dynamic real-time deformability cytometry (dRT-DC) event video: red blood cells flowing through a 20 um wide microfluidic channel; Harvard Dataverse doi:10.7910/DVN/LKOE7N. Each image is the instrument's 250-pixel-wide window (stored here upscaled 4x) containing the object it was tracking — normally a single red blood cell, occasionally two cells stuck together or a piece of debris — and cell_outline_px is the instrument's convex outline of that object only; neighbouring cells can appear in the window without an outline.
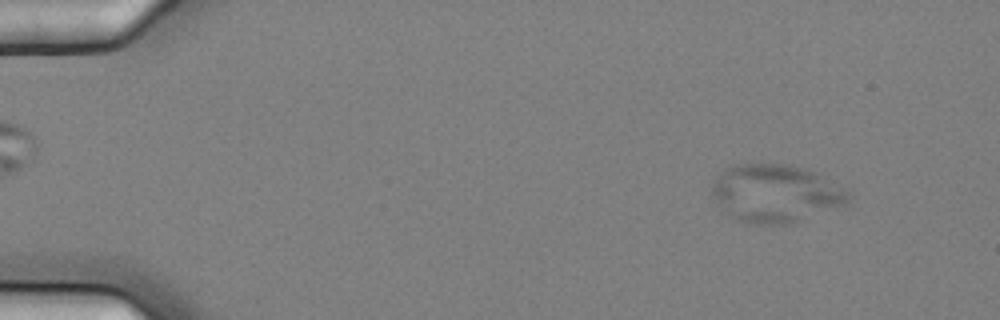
{"species": "common noctule bat (a hibernating species)", "species_latin": "Nyctalus noctula", "temperature_condition": "cold", "stored_images_in_passage": 5, "camera_frame_rate_fps": 3000, "um_per_image_px": 0.085, "animal": {"sex": "female", "body_mass_g": 25.1}, "frame": {"image": 1, "passage_image": 2, "time_ms": 0.333, "image_size_px": [1000, 320], "cell_outline_px": [[852, 196], [844, 204], [788, 224], [752, 224], [728, 216], [720, 208], [712, 192], [712, 180], [716, 176], [728, 168], [736, 164], [788, 164], [804, 168], [848, 188]], "centroid_in_image_um": [65.9, 16.43], "position_along_channel_um": 19.1, "area_um2": 45.78}}